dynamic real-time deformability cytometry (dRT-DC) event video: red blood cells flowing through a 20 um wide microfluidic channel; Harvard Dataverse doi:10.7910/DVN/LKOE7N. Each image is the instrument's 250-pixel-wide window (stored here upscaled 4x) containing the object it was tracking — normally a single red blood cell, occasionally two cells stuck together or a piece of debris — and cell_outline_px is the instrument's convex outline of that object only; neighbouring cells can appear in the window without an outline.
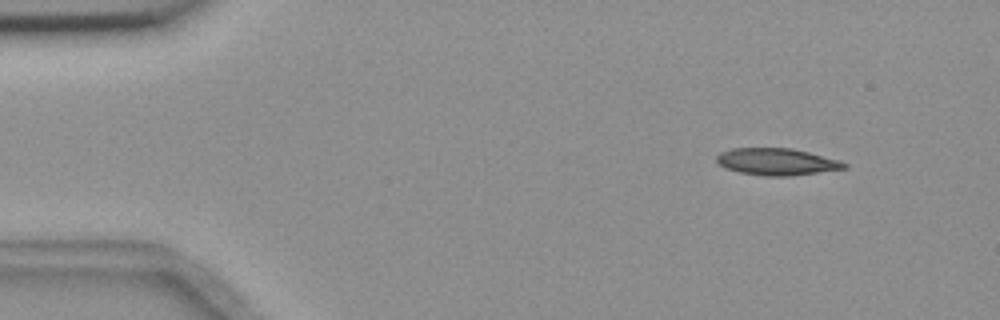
{"species": "common noctule bat (a hibernating species)", "species_latin": "Nyctalus noctula", "temperature_condition": "room temperature", "stored_images_in_passage": 5, "camera_frame_rate_fps": 3000, "um_per_image_px": 0.085, "animal": {"sex": "female", "body_mass_g": 18.4}, "frame": {"image": 1, "passage_image": 2, "time_ms": 1.333, "image_size_px": [1000, 320], "cell_outline_px": [[848, 168], [792, 176], [764, 176], [740, 172], [724, 168], [716, 160], [716, 156], [720, 152], [732, 148], [792, 148], [840, 160], [848, 164]], "centroid_in_image_um": [66.04, 13.75], "position_along_channel_um": 19.0, "area_um2": 20.11}}
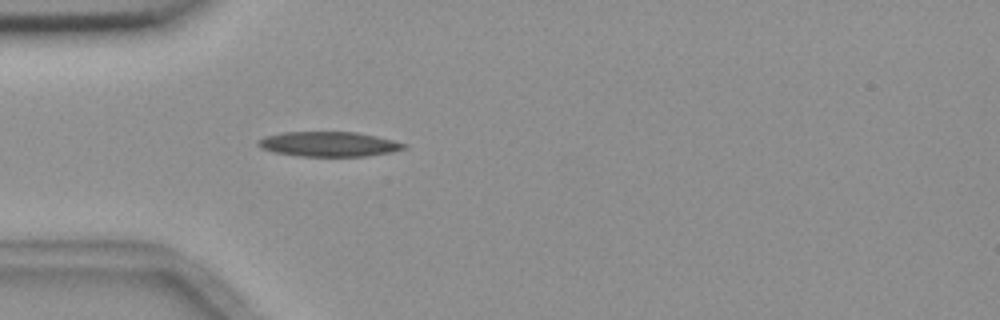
{"frame": {"image": 2, "passage_image": 5, "time_ms": 4.667, "image_size_px": [1000, 320], "cell_outline_px": [[408, 148], [392, 152], [368, 156], [300, 156], [272, 152], [260, 148], [256, 144], [264, 136], [284, 132], [356, 132], [376, 136], [408, 144]], "centroid_in_image_um": [27.96, 12.25], "position_along_channel_um": 57.0, "area_um2": 21.21}}